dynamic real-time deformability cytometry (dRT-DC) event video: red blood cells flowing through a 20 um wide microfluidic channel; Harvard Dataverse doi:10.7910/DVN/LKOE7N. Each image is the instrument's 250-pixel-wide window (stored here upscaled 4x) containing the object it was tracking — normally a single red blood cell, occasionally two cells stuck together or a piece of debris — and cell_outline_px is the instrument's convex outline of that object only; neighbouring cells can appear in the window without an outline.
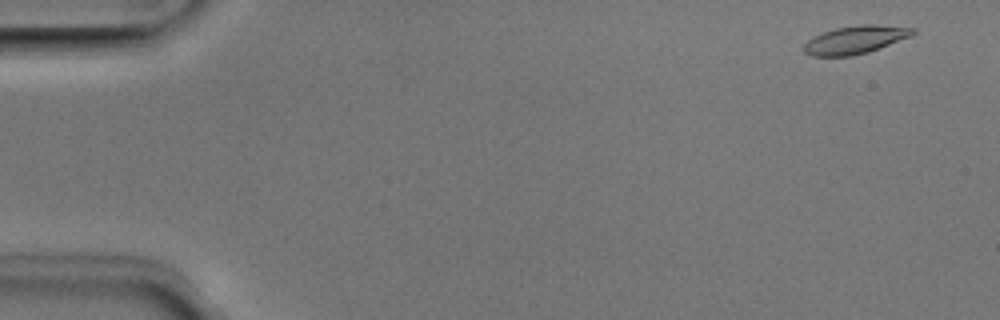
{"species": "Egyptian fruit bat (a non-hibernating species)", "species_latin": "Rousettus aegyptiacus", "temperature_condition": "room temperature", "stored_images_in_passage": 8, "camera_frame_rate_fps": 3000, "um_per_image_px": 0.085, "animal": {"sex": "male"}, "frame": {"image": 1, "passage_image": 2, "time_ms": 0.333, "image_size_px": [1000, 320], "cell_outline_px": [[916, 32], [912, 36], [868, 52], [852, 56], [812, 56], [804, 52], [804, 44], [812, 36], [836, 28], [860, 24], [876, 24], [916, 28]], "centroid_in_image_um": [72.72, 3.37], "position_along_channel_um": 12.3, "area_um2": 17.86}}